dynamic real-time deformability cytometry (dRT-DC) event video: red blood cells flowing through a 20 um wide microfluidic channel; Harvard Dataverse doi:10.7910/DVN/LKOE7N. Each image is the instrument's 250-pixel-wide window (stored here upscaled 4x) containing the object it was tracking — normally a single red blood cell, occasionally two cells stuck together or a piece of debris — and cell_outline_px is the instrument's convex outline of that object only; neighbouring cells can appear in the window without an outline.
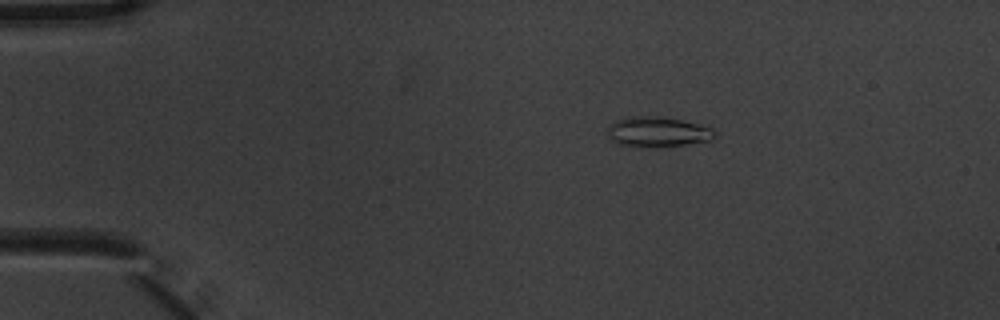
{"species": "common noctule bat (a hibernating species)", "species_latin": "Nyctalus noctula", "temperature_condition": "warm", "stored_images_in_passage": 5, "camera_frame_rate_fps": 3000, "um_per_image_px": 0.085, "animal": {"sex": "male", "body_mass_g": 20.1, "forearm_length_mm": 53.5}, "frame": {"image": 1, "passage_image": 3, "time_ms": 0.667, "image_size_px": [1000, 320], "cell_outline_px": [[716, 136], [708, 140], [684, 144], [636, 148], [620, 144], [612, 140], [608, 136], [608, 128], [616, 120], [632, 116], [656, 116], [680, 120], [712, 128], [716, 132]], "centroid_in_image_um": [55.86, 11.21], "position_along_channel_um": 29.1, "area_um2": 18.5}}